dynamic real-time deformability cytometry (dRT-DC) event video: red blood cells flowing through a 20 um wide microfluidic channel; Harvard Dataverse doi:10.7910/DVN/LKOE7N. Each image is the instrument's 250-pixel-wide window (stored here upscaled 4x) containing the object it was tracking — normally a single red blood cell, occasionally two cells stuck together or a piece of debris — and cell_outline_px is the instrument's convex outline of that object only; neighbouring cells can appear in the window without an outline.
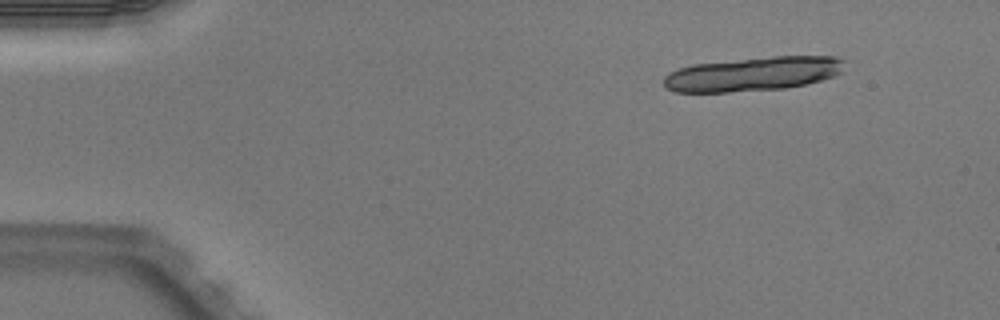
{"species": "Egyptian fruit bat (a non-hibernating species)", "species_latin": "Rousettus aegyptiacus", "temperature_condition": "warm", "stored_images_in_passage": 6, "camera_frame_rate_fps": 3000, "um_per_image_px": 0.085, "animal": {"sex": "male"}, "frame": {"image": 1, "passage_image": 1, "time_ms": 0.0, "image_size_px": [1000, 320], "cell_outline_px": [[844, 60], [840, 72], [836, 76], [804, 84], [784, 88], [728, 92], [676, 92], [668, 88], [664, 84], [664, 76], [668, 72], [692, 64], [772, 56], [836, 56]], "centroid_in_image_um": [63.99, 6.28], "position_along_channel_um": 21.0, "area_um2": 35.78}}
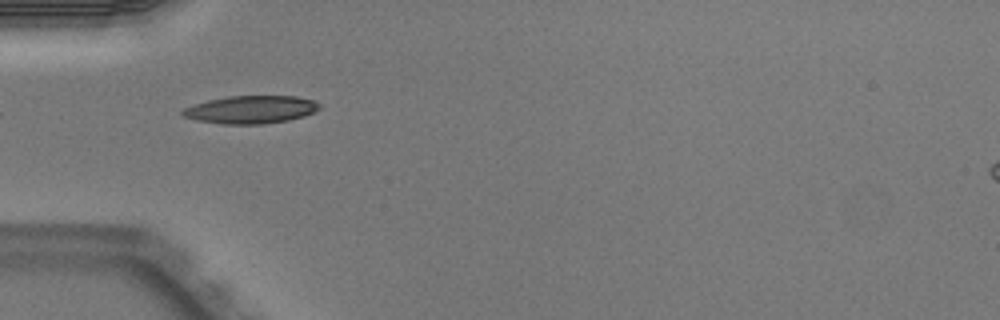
{"frame": {"image": 2, "passage_image": 4, "time_ms": 1.0, "image_size_px": [1000, 320], "cell_outline_px": [[320, 108], [316, 112], [304, 116], [288, 120], [264, 124], [224, 124], [196, 120], [184, 116], [180, 112], [184, 108], [208, 100], [228, 96], [296, 96], [312, 100], [320, 104]], "centroid_in_image_um": [21.35, 9.31], "position_along_channel_um": 63.7, "area_um2": 22.14}}
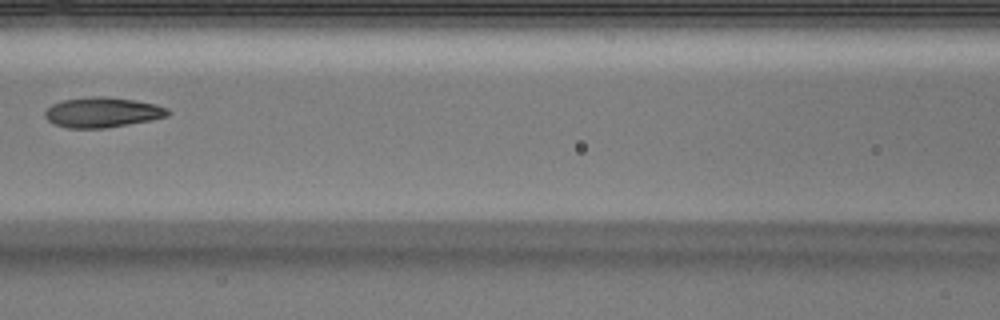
{"frame": {"image": 3, "passage_image": 6, "time_ms": 1.667, "image_size_px": [1000, 320], "cell_outline_px": [[172, 112], [168, 116], [152, 120], [104, 128], [68, 128], [56, 124], [48, 120], [44, 116], [44, 112], [52, 104], [64, 100], [92, 96], [104, 96], [136, 100], [156, 104], [168, 108]], "centroid_in_image_um": [8.74, 9.54], "position_along_channel_um": 157.9, "area_um2": 21.62}}